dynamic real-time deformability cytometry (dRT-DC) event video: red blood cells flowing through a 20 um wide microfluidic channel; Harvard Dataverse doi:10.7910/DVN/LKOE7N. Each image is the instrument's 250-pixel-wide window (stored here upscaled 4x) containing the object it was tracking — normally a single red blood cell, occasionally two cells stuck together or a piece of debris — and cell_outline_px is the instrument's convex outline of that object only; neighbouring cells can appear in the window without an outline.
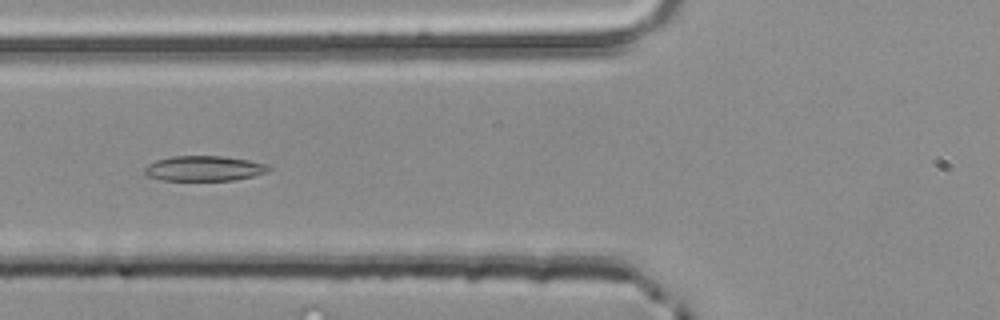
{"species": "common noctule bat (a hibernating species)", "species_latin": "Nyctalus noctula", "temperature_condition": "room temperature", "stored_images_in_passage": 50, "segment_of_instrument_passage": [1, 2], "camera_frame_rate_fps": 3000, "um_per_image_px": 0.085, "animal": {"sex": "male", "body_mass_g": 20.4}, "frame": {"image": 1, "passage_image": 17, "time_ms": 5.333, "image_size_px": [1000, 320], "cell_outline_px": [[272, 168], [268, 172], [252, 176], [232, 180], [160, 180], [148, 176], [144, 172], [144, 168], [148, 164], [156, 160], [172, 156], [220, 156], [248, 160], [268, 164]], "centroid_in_image_um": [17.35, 14.31], "position_along_channel_um": 108.5, "area_um2": 18.15}}
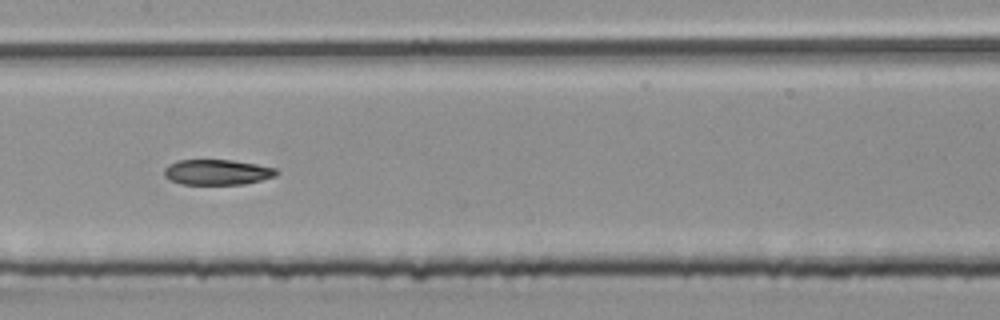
{"frame": {"image": 2, "passage_image": 23, "time_ms": 7.333, "image_size_px": [1000, 320], "cell_outline_px": [[280, 172], [276, 176], [244, 184], [184, 184], [172, 180], [164, 176], [164, 168], [168, 164], [180, 160], [232, 160], [256, 164], [276, 168]], "centroid_in_image_um": [18.48, 14.63], "position_along_channel_um": 188.9, "area_um2": 16.53}}
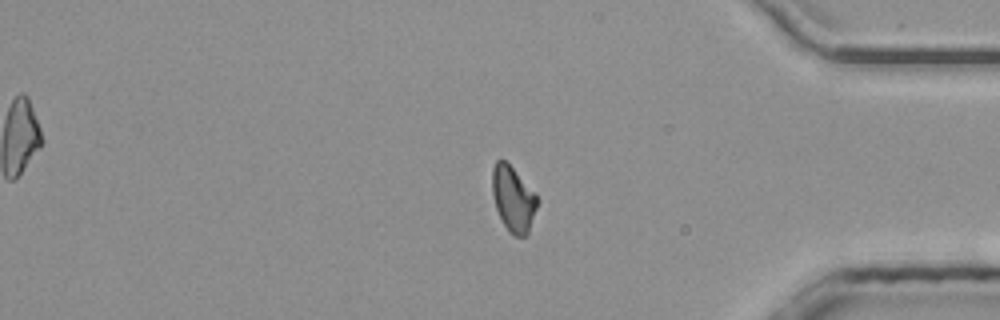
{"frame": {"image": 3, "passage_image": 40, "time_ms": 13.0, "image_size_px": [1000, 320], "cell_outline_px": [[536, 208], [528, 232], [524, 236], [516, 236], [508, 232], [496, 208], [492, 192], [492, 168], [496, 160], [504, 160], [512, 168], [536, 196]], "centroid_in_image_um": [43.57, 16.92], "position_along_channel_um": 391.6, "area_um2": 16.47}}